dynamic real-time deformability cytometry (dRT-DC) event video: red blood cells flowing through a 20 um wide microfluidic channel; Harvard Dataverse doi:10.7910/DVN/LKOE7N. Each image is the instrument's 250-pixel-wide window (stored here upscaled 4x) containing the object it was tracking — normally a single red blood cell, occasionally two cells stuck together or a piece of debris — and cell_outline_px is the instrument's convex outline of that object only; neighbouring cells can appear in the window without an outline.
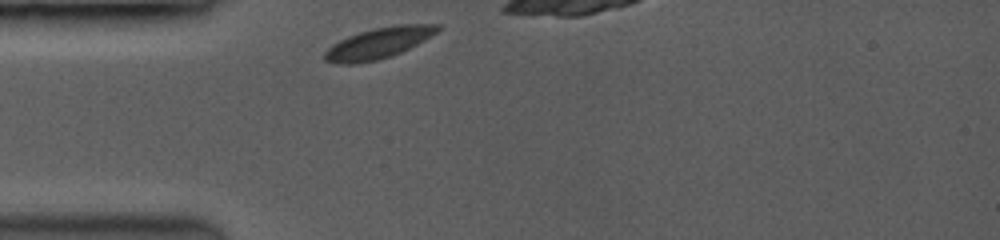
{"species": "common noctule bat (a hibernating species)", "species_latin": "Nyctalus noctula", "temperature_condition": "room temperature", "stored_images_in_passage": 4, "camera_frame_rate_fps": 3500, "um_per_image_px": 0.085, "animal": {"sex": "female", "body_mass_g": 19.0, "forearm_length_mm": 53.3}, "frame": {"image": 1, "passage_image": 1, "time_ms": 0.0, "image_size_px": [1000, 240], "cell_outline_px": [[440, 28], [436, 32], [424, 40], [392, 56], [376, 60], [352, 64], [336, 64], [324, 60], [324, 52], [332, 44], [348, 36], [372, 28], [396, 24], [440, 24]], "centroid_in_image_um": [32.14, 3.66], "position_along_channel_um": 52.9, "area_um2": 20.23}}